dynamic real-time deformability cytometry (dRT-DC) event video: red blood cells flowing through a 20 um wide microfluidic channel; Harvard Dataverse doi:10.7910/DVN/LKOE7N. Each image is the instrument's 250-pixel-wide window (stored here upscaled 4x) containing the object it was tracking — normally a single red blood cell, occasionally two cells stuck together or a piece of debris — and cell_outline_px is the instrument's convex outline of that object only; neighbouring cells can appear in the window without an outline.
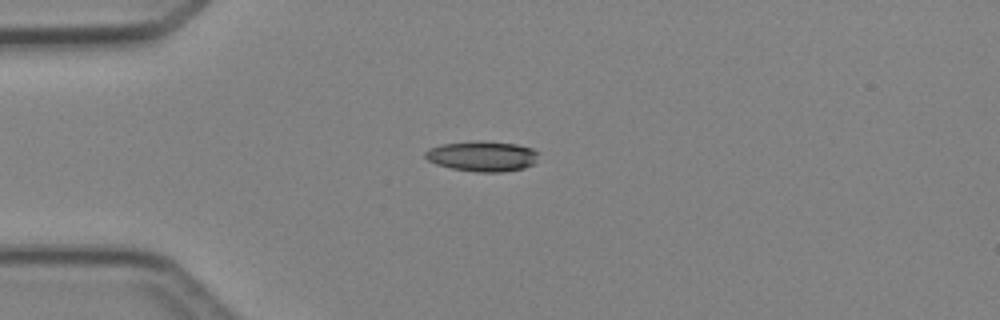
{"species": "Egyptian fruit bat (a non-hibernating species)", "species_latin": "Rousettus aegyptiacus", "temperature_condition": "cold", "stored_images_in_passage": 38, "camera_frame_rate_fps": 3000, "um_per_image_px": 0.085, "animal": {"sex": "female"}, "frame": {"image": 1, "passage_image": 3, "time_ms": 0.667, "image_size_px": [1000, 320], "cell_outline_px": [[540, 152], [536, 164], [524, 168], [504, 172], [476, 172], [452, 168], [436, 164], [428, 160], [424, 156], [424, 152], [428, 148], [440, 144], [480, 140], [484, 140], [516, 144], [532, 148]], "centroid_in_image_um": [41.03, 13.27], "position_along_channel_um": 44.0, "area_um2": 20.46}}
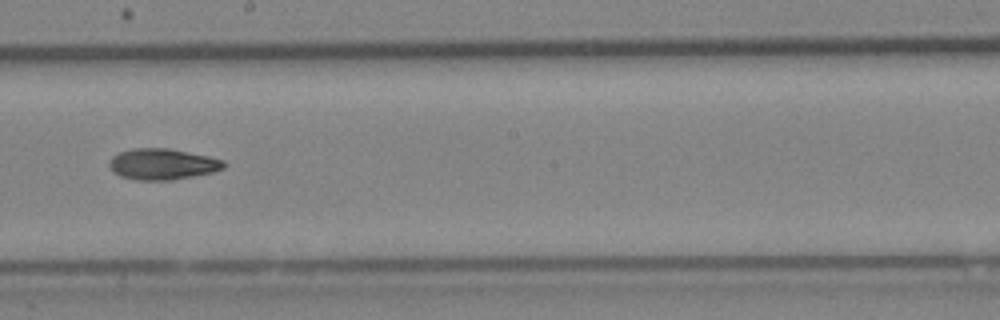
{"frame": {"image": 2, "passage_image": 18, "time_ms": 5.667, "image_size_px": [1000, 320], "cell_outline_px": [[228, 164], [224, 168], [212, 172], [172, 180], [136, 180], [120, 176], [112, 172], [108, 164], [112, 156], [120, 152], [132, 148], [168, 148], [208, 156], [224, 160]], "centroid_in_image_um": [13.79, 13.95], "position_along_channel_um": 234.4, "area_um2": 20.81}}
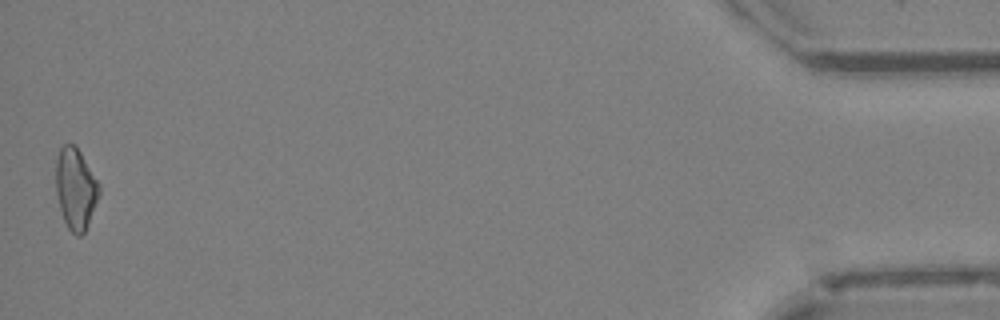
{"frame": {"image": 3, "passage_image": 38, "time_ms": 12.333, "image_size_px": [1000, 320], "cell_outline_px": [[100, 192], [84, 232], [80, 236], [76, 236], [68, 228], [64, 220], [60, 208], [56, 192], [56, 160], [60, 148], [64, 144], [76, 144], [100, 184]], "centroid_in_image_um": [6.42, 16.0], "position_along_channel_um": 428.8, "area_um2": 20.35}, "authors_computed_cell_mechanics": {"area_um2": 20.23, "velocity_mm_per_s": 4.2826, "shape_relaxation_time_tau1_ms": 5.6114, "shape_relaxation_time_tau2_ms": null, "deformation_change_tau1": 0.1671, "deformation_change_tau2": null}}